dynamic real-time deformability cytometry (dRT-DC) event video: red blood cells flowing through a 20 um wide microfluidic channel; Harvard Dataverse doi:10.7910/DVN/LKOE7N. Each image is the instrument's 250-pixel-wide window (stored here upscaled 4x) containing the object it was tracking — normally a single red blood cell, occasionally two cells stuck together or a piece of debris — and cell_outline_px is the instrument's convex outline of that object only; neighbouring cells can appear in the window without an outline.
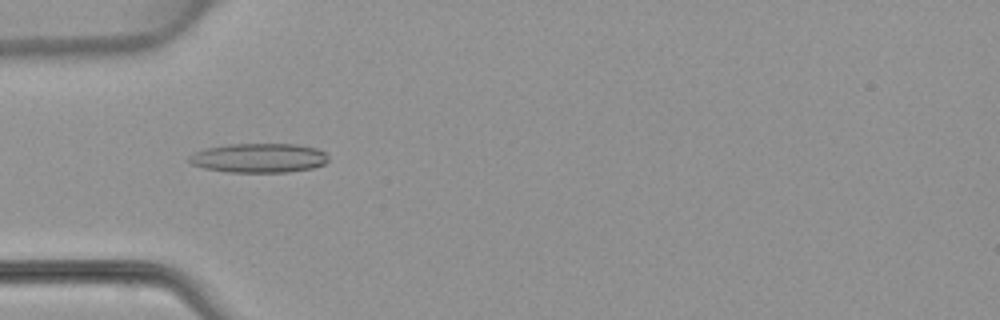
{"species": "common noctule bat (a hibernating species)", "species_latin": "Nyctalus noctula", "temperature_condition": "warm", "stored_images_in_passage": 48, "camera_frame_rate_fps": 3000, "um_per_image_px": 0.085, "animal": {"sex": "female", "body_mass_g": 22.7, "forearm_length_mm": 54.2}, "frame": {"image": 1, "passage_image": 15, "time_ms": 4.667, "image_size_px": [1000, 320], "cell_outline_px": [[328, 160], [324, 164], [312, 168], [288, 172], [224, 172], [204, 168], [192, 164], [184, 160], [192, 152], [204, 148], [228, 144], [296, 144], [316, 148], [324, 152], [328, 156]], "centroid_in_image_um": [21.93, 13.42], "position_along_channel_um": 63.1, "area_um2": 24.1}}
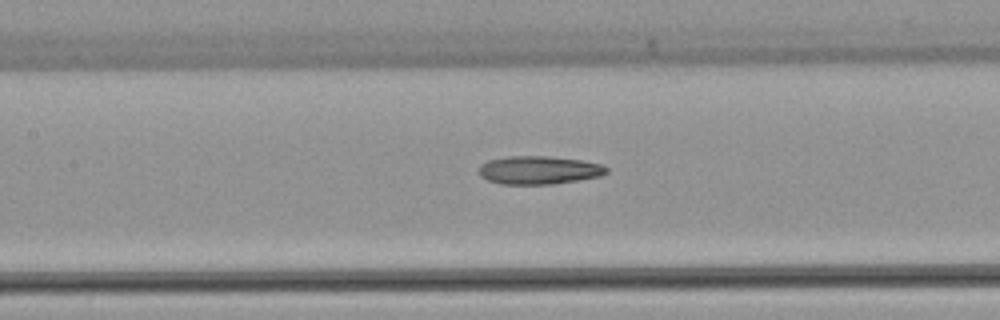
{"frame": {"image": 2, "passage_image": 22, "time_ms": 7.0, "image_size_px": [1000, 320], "cell_outline_px": [[608, 172], [600, 176], [580, 180], [552, 184], [500, 184], [488, 180], [480, 176], [480, 164], [488, 160], [508, 156], [548, 156], [580, 160], [600, 164], [608, 168]], "centroid_in_image_um": [45.8, 14.46], "position_along_channel_um": 161.6, "area_um2": 20.98}}
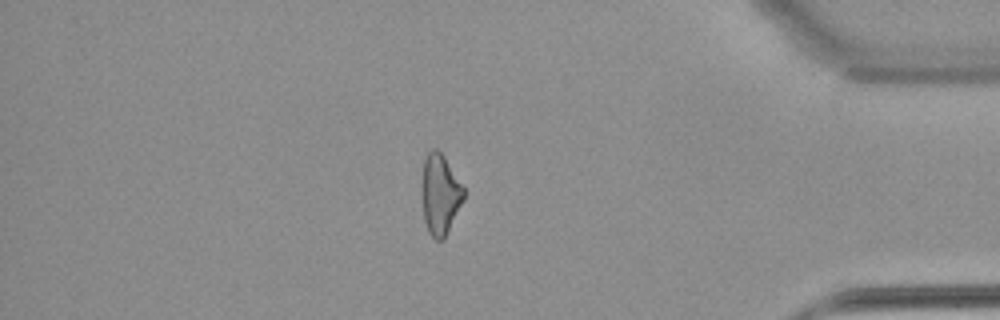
{"frame": {"image": 3, "passage_image": 41, "time_ms": 13.333, "image_size_px": [1000, 320], "cell_outline_px": [[464, 200], [444, 240], [436, 240], [428, 232], [424, 220], [424, 160], [428, 152], [432, 148], [436, 148], [444, 156], [464, 188]], "centroid_in_image_um": [37.45, 16.55], "position_along_channel_um": 397.7, "area_um2": 19.07}}